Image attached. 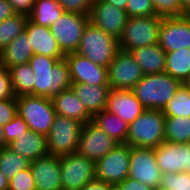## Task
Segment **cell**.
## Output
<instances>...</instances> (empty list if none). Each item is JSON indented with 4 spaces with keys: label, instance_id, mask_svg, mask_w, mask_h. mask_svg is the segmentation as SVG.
<instances>
[{
    "label": "cell",
    "instance_id": "obj_46",
    "mask_svg": "<svg viewBox=\"0 0 190 190\" xmlns=\"http://www.w3.org/2000/svg\"><path fill=\"white\" fill-rule=\"evenodd\" d=\"M102 1H105L107 3H110L112 4L113 6L117 7V8H120L122 10H125L126 8V3H127V0H102Z\"/></svg>",
    "mask_w": 190,
    "mask_h": 190
},
{
    "label": "cell",
    "instance_id": "obj_17",
    "mask_svg": "<svg viewBox=\"0 0 190 190\" xmlns=\"http://www.w3.org/2000/svg\"><path fill=\"white\" fill-rule=\"evenodd\" d=\"M64 59L69 66L71 83L109 85L107 67L95 64L76 52L66 54Z\"/></svg>",
    "mask_w": 190,
    "mask_h": 190
},
{
    "label": "cell",
    "instance_id": "obj_5",
    "mask_svg": "<svg viewBox=\"0 0 190 190\" xmlns=\"http://www.w3.org/2000/svg\"><path fill=\"white\" fill-rule=\"evenodd\" d=\"M17 113L29 130L45 136L49 134L56 115L51 98L32 95L17 97Z\"/></svg>",
    "mask_w": 190,
    "mask_h": 190
},
{
    "label": "cell",
    "instance_id": "obj_1",
    "mask_svg": "<svg viewBox=\"0 0 190 190\" xmlns=\"http://www.w3.org/2000/svg\"><path fill=\"white\" fill-rule=\"evenodd\" d=\"M29 64L34 71V96L52 98L71 87L69 66L64 58L33 54Z\"/></svg>",
    "mask_w": 190,
    "mask_h": 190
},
{
    "label": "cell",
    "instance_id": "obj_32",
    "mask_svg": "<svg viewBox=\"0 0 190 190\" xmlns=\"http://www.w3.org/2000/svg\"><path fill=\"white\" fill-rule=\"evenodd\" d=\"M27 20L28 16L26 15L14 14L0 22V52L25 30Z\"/></svg>",
    "mask_w": 190,
    "mask_h": 190
},
{
    "label": "cell",
    "instance_id": "obj_26",
    "mask_svg": "<svg viewBox=\"0 0 190 190\" xmlns=\"http://www.w3.org/2000/svg\"><path fill=\"white\" fill-rule=\"evenodd\" d=\"M92 122L118 143H126L129 124L106 110L94 115Z\"/></svg>",
    "mask_w": 190,
    "mask_h": 190
},
{
    "label": "cell",
    "instance_id": "obj_21",
    "mask_svg": "<svg viewBox=\"0 0 190 190\" xmlns=\"http://www.w3.org/2000/svg\"><path fill=\"white\" fill-rule=\"evenodd\" d=\"M71 88L92 117L106 109L109 85L71 83Z\"/></svg>",
    "mask_w": 190,
    "mask_h": 190
},
{
    "label": "cell",
    "instance_id": "obj_40",
    "mask_svg": "<svg viewBox=\"0 0 190 190\" xmlns=\"http://www.w3.org/2000/svg\"><path fill=\"white\" fill-rule=\"evenodd\" d=\"M17 114V97L0 100V125L9 123Z\"/></svg>",
    "mask_w": 190,
    "mask_h": 190
},
{
    "label": "cell",
    "instance_id": "obj_34",
    "mask_svg": "<svg viewBox=\"0 0 190 190\" xmlns=\"http://www.w3.org/2000/svg\"><path fill=\"white\" fill-rule=\"evenodd\" d=\"M156 15L161 18L181 17L187 15L182 9L180 0H151Z\"/></svg>",
    "mask_w": 190,
    "mask_h": 190
},
{
    "label": "cell",
    "instance_id": "obj_6",
    "mask_svg": "<svg viewBox=\"0 0 190 190\" xmlns=\"http://www.w3.org/2000/svg\"><path fill=\"white\" fill-rule=\"evenodd\" d=\"M161 21L157 15L128 17L118 40L119 50L130 52L138 47L158 44Z\"/></svg>",
    "mask_w": 190,
    "mask_h": 190
},
{
    "label": "cell",
    "instance_id": "obj_15",
    "mask_svg": "<svg viewBox=\"0 0 190 190\" xmlns=\"http://www.w3.org/2000/svg\"><path fill=\"white\" fill-rule=\"evenodd\" d=\"M154 149L156 164L163 174L190 173V143L177 144L164 141Z\"/></svg>",
    "mask_w": 190,
    "mask_h": 190
},
{
    "label": "cell",
    "instance_id": "obj_3",
    "mask_svg": "<svg viewBox=\"0 0 190 190\" xmlns=\"http://www.w3.org/2000/svg\"><path fill=\"white\" fill-rule=\"evenodd\" d=\"M165 115L162 110L146 109L129 124L126 144L131 147L156 148L165 141Z\"/></svg>",
    "mask_w": 190,
    "mask_h": 190
},
{
    "label": "cell",
    "instance_id": "obj_18",
    "mask_svg": "<svg viewBox=\"0 0 190 190\" xmlns=\"http://www.w3.org/2000/svg\"><path fill=\"white\" fill-rule=\"evenodd\" d=\"M37 190H62L60 157L47 154L30 164Z\"/></svg>",
    "mask_w": 190,
    "mask_h": 190
},
{
    "label": "cell",
    "instance_id": "obj_10",
    "mask_svg": "<svg viewBox=\"0 0 190 190\" xmlns=\"http://www.w3.org/2000/svg\"><path fill=\"white\" fill-rule=\"evenodd\" d=\"M131 146L118 143L116 147L95 163L96 179L116 185L128 177Z\"/></svg>",
    "mask_w": 190,
    "mask_h": 190
},
{
    "label": "cell",
    "instance_id": "obj_20",
    "mask_svg": "<svg viewBox=\"0 0 190 190\" xmlns=\"http://www.w3.org/2000/svg\"><path fill=\"white\" fill-rule=\"evenodd\" d=\"M25 30L28 34L33 54L45 55L52 58L65 57L49 27L35 24L28 19Z\"/></svg>",
    "mask_w": 190,
    "mask_h": 190
},
{
    "label": "cell",
    "instance_id": "obj_35",
    "mask_svg": "<svg viewBox=\"0 0 190 190\" xmlns=\"http://www.w3.org/2000/svg\"><path fill=\"white\" fill-rule=\"evenodd\" d=\"M160 186L166 190H190V173L163 174Z\"/></svg>",
    "mask_w": 190,
    "mask_h": 190
},
{
    "label": "cell",
    "instance_id": "obj_19",
    "mask_svg": "<svg viewBox=\"0 0 190 190\" xmlns=\"http://www.w3.org/2000/svg\"><path fill=\"white\" fill-rule=\"evenodd\" d=\"M105 110L130 124L146 109L135 97L132 90L111 89L108 93Z\"/></svg>",
    "mask_w": 190,
    "mask_h": 190
},
{
    "label": "cell",
    "instance_id": "obj_53",
    "mask_svg": "<svg viewBox=\"0 0 190 190\" xmlns=\"http://www.w3.org/2000/svg\"><path fill=\"white\" fill-rule=\"evenodd\" d=\"M90 1L93 3V2H96V1H101V0H90Z\"/></svg>",
    "mask_w": 190,
    "mask_h": 190
},
{
    "label": "cell",
    "instance_id": "obj_30",
    "mask_svg": "<svg viewBox=\"0 0 190 190\" xmlns=\"http://www.w3.org/2000/svg\"><path fill=\"white\" fill-rule=\"evenodd\" d=\"M165 141L177 144L190 143V117L165 116Z\"/></svg>",
    "mask_w": 190,
    "mask_h": 190
},
{
    "label": "cell",
    "instance_id": "obj_29",
    "mask_svg": "<svg viewBox=\"0 0 190 190\" xmlns=\"http://www.w3.org/2000/svg\"><path fill=\"white\" fill-rule=\"evenodd\" d=\"M64 12L57 0H36L28 19L35 24L50 27Z\"/></svg>",
    "mask_w": 190,
    "mask_h": 190
},
{
    "label": "cell",
    "instance_id": "obj_7",
    "mask_svg": "<svg viewBox=\"0 0 190 190\" xmlns=\"http://www.w3.org/2000/svg\"><path fill=\"white\" fill-rule=\"evenodd\" d=\"M82 126L76 120L56 114L46 136L48 154L62 157L77 152Z\"/></svg>",
    "mask_w": 190,
    "mask_h": 190
},
{
    "label": "cell",
    "instance_id": "obj_23",
    "mask_svg": "<svg viewBox=\"0 0 190 190\" xmlns=\"http://www.w3.org/2000/svg\"><path fill=\"white\" fill-rule=\"evenodd\" d=\"M7 147L31 162L48 154L46 136L29 129Z\"/></svg>",
    "mask_w": 190,
    "mask_h": 190
},
{
    "label": "cell",
    "instance_id": "obj_12",
    "mask_svg": "<svg viewBox=\"0 0 190 190\" xmlns=\"http://www.w3.org/2000/svg\"><path fill=\"white\" fill-rule=\"evenodd\" d=\"M162 176L156 164L154 148L131 147L129 178L156 188L161 185Z\"/></svg>",
    "mask_w": 190,
    "mask_h": 190
},
{
    "label": "cell",
    "instance_id": "obj_31",
    "mask_svg": "<svg viewBox=\"0 0 190 190\" xmlns=\"http://www.w3.org/2000/svg\"><path fill=\"white\" fill-rule=\"evenodd\" d=\"M162 112L170 117H190V86L182 83Z\"/></svg>",
    "mask_w": 190,
    "mask_h": 190
},
{
    "label": "cell",
    "instance_id": "obj_13",
    "mask_svg": "<svg viewBox=\"0 0 190 190\" xmlns=\"http://www.w3.org/2000/svg\"><path fill=\"white\" fill-rule=\"evenodd\" d=\"M116 145L118 142L90 121L82 126L77 152L96 163Z\"/></svg>",
    "mask_w": 190,
    "mask_h": 190
},
{
    "label": "cell",
    "instance_id": "obj_33",
    "mask_svg": "<svg viewBox=\"0 0 190 190\" xmlns=\"http://www.w3.org/2000/svg\"><path fill=\"white\" fill-rule=\"evenodd\" d=\"M31 161L5 147L0 150V171L10 180L17 172L30 168Z\"/></svg>",
    "mask_w": 190,
    "mask_h": 190
},
{
    "label": "cell",
    "instance_id": "obj_51",
    "mask_svg": "<svg viewBox=\"0 0 190 190\" xmlns=\"http://www.w3.org/2000/svg\"><path fill=\"white\" fill-rule=\"evenodd\" d=\"M153 190H166V189L162 188L161 186H158L156 188H153Z\"/></svg>",
    "mask_w": 190,
    "mask_h": 190
},
{
    "label": "cell",
    "instance_id": "obj_2",
    "mask_svg": "<svg viewBox=\"0 0 190 190\" xmlns=\"http://www.w3.org/2000/svg\"><path fill=\"white\" fill-rule=\"evenodd\" d=\"M182 84L166 72L144 75L132 91L145 109L163 110Z\"/></svg>",
    "mask_w": 190,
    "mask_h": 190
},
{
    "label": "cell",
    "instance_id": "obj_45",
    "mask_svg": "<svg viewBox=\"0 0 190 190\" xmlns=\"http://www.w3.org/2000/svg\"><path fill=\"white\" fill-rule=\"evenodd\" d=\"M110 184L98 179L88 182L81 190H109Z\"/></svg>",
    "mask_w": 190,
    "mask_h": 190
},
{
    "label": "cell",
    "instance_id": "obj_41",
    "mask_svg": "<svg viewBox=\"0 0 190 190\" xmlns=\"http://www.w3.org/2000/svg\"><path fill=\"white\" fill-rule=\"evenodd\" d=\"M15 98L9 70L4 66L0 68V100Z\"/></svg>",
    "mask_w": 190,
    "mask_h": 190
},
{
    "label": "cell",
    "instance_id": "obj_49",
    "mask_svg": "<svg viewBox=\"0 0 190 190\" xmlns=\"http://www.w3.org/2000/svg\"><path fill=\"white\" fill-rule=\"evenodd\" d=\"M7 147L5 138H4V131L2 129V126L0 125V150Z\"/></svg>",
    "mask_w": 190,
    "mask_h": 190
},
{
    "label": "cell",
    "instance_id": "obj_14",
    "mask_svg": "<svg viewBox=\"0 0 190 190\" xmlns=\"http://www.w3.org/2000/svg\"><path fill=\"white\" fill-rule=\"evenodd\" d=\"M158 44L165 52L190 48V14L162 18Z\"/></svg>",
    "mask_w": 190,
    "mask_h": 190
},
{
    "label": "cell",
    "instance_id": "obj_37",
    "mask_svg": "<svg viewBox=\"0 0 190 190\" xmlns=\"http://www.w3.org/2000/svg\"><path fill=\"white\" fill-rule=\"evenodd\" d=\"M8 190H37L30 168L17 172L8 181Z\"/></svg>",
    "mask_w": 190,
    "mask_h": 190
},
{
    "label": "cell",
    "instance_id": "obj_48",
    "mask_svg": "<svg viewBox=\"0 0 190 190\" xmlns=\"http://www.w3.org/2000/svg\"><path fill=\"white\" fill-rule=\"evenodd\" d=\"M182 9L187 13L190 14V0H180Z\"/></svg>",
    "mask_w": 190,
    "mask_h": 190
},
{
    "label": "cell",
    "instance_id": "obj_42",
    "mask_svg": "<svg viewBox=\"0 0 190 190\" xmlns=\"http://www.w3.org/2000/svg\"><path fill=\"white\" fill-rule=\"evenodd\" d=\"M8 2L16 14L29 16L36 0H8Z\"/></svg>",
    "mask_w": 190,
    "mask_h": 190
},
{
    "label": "cell",
    "instance_id": "obj_24",
    "mask_svg": "<svg viewBox=\"0 0 190 190\" xmlns=\"http://www.w3.org/2000/svg\"><path fill=\"white\" fill-rule=\"evenodd\" d=\"M144 75L165 72L166 52L159 44L138 47L130 51Z\"/></svg>",
    "mask_w": 190,
    "mask_h": 190
},
{
    "label": "cell",
    "instance_id": "obj_25",
    "mask_svg": "<svg viewBox=\"0 0 190 190\" xmlns=\"http://www.w3.org/2000/svg\"><path fill=\"white\" fill-rule=\"evenodd\" d=\"M33 55L26 30L22 31L7 47L0 52L2 65L12 68L16 65L27 64Z\"/></svg>",
    "mask_w": 190,
    "mask_h": 190
},
{
    "label": "cell",
    "instance_id": "obj_16",
    "mask_svg": "<svg viewBox=\"0 0 190 190\" xmlns=\"http://www.w3.org/2000/svg\"><path fill=\"white\" fill-rule=\"evenodd\" d=\"M127 14L125 10L117 8L105 1L92 3L89 21L102 29L105 33L119 40L126 25Z\"/></svg>",
    "mask_w": 190,
    "mask_h": 190
},
{
    "label": "cell",
    "instance_id": "obj_11",
    "mask_svg": "<svg viewBox=\"0 0 190 190\" xmlns=\"http://www.w3.org/2000/svg\"><path fill=\"white\" fill-rule=\"evenodd\" d=\"M108 84L111 89L132 90L144 76L130 52L119 50L107 67Z\"/></svg>",
    "mask_w": 190,
    "mask_h": 190
},
{
    "label": "cell",
    "instance_id": "obj_36",
    "mask_svg": "<svg viewBox=\"0 0 190 190\" xmlns=\"http://www.w3.org/2000/svg\"><path fill=\"white\" fill-rule=\"evenodd\" d=\"M125 11L128 17L156 15L151 0H127Z\"/></svg>",
    "mask_w": 190,
    "mask_h": 190
},
{
    "label": "cell",
    "instance_id": "obj_28",
    "mask_svg": "<svg viewBox=\"0 0 190 190\" xmlns=\"http://www.w3.org/2000/svg\"><path fill=\"white\" fill-rule=\"evenodd\" d=\"M12 89L15 97L23 95L34 96V71L29 63L9 68Z\"/></svg>",
    "mask_w": 190,
    "mask_h": 190
},
{
    "label": "cell",
    "instance_id": "obj_9",
    "mask_svg": "<svg viewBox=\"0 0 190 190\" xmlns=\"http://www.w3.org/2000/svg\"><path fill=\"white\" fill-rule=\"evenodd\" d=\"M62 190H81L96 179L95 162L78 152L60 157Z\"/></svg>",
    "mask_w": 190,
    "mask_h": 190
},
{
    "label": "cell",
    "instance_id": "obj_27",
    "mask_svg": "<svg viewBox=\"0 0 190 190\" xmlns=\"http://www.w3.org/2000/svg\"><path fill=\"white\" fill-rule=\"evenodd\" d=\"M165 72L182 83L190 78V48L166 52Z\"/></svg>",
    "mask_w": 190,
    "mask_h": 190
},
{
    "label": "cell",
    "instance_id": "obj_50",
    "mask_svg": "<svg viewBox=\"0 0 190 190\" xmlns=\"http://www.w3.org/2000/svg\"><path fill=\"white\" fill-rule=\"evenodd\" d=\"M109 190H122V189L116 184V185H110Z\"/></svg>",
    "mask_w": 190,
    "mask_h": 190
},
{
    "label": "cell",
    "instance_id": "obj_22",
    "mask_svg": "<svg viewBox=\"0 0 190 190\" xmlns=\"http://www.w3.org/2000/svg\"><path fill=\"white\" fill-rule=\"evenodd\" d=\"M51 99L56 114L76 120L83 125L92 121V116L87 112L71 87L54 95Z\"/></svg>",
    "mask_w": 190,
    "mask_h": 190
},
{
    "label": "cell",
    "instance_id": "obj_39",
    "mask_svg": "<svg viewBox=\"0 0 190 190\" xmlns=\"http://www.w3.org/2000/svg\"><path fill=\"white\" fill-rule=\"evenodd\" d=\"M59 6L70 13H77L81 15L90 14L92 2L90 0H57Z\"/></svg>",
    "mask_w": 190,
    "mask_h": 190
},
{
    "label": "cell",
    "instance_id": "obj_38",
    "mask_svg": "<svg viewBox=\"0 0 190 190\" xmlns=\"http://www.w3.org/2000/svg\"><path fill=\"white\" fill-rule=\"evenodd\" d=\"M6 145L14 141L18 136L28 130L27 123L17 113L16 116L6 125L2 126Z\"/></svg>",
    "mask_w": 190,
    "mask_h": 190
},
{
    "label": "cell",
    "instance_id": "obj_4",
    "mask_svg": "<svg viewBox=\"0 0 190 190\" xmlns=\"http://www.w3.org/2000/svg\"><path fill=\"white\" fill-rule=\"evenodd\" d=\"M118 51V40L89 21L76 53L95 64L108 67Z\"/></svg>",
    "mask_w": 190,
    "mask_h": 190
},
{
    "label": "cell",
    "instance_id": "obj_47",
    "mask_svg": "<svg viewBox=\"0 0 190 190\" xmlns=\"http://www.w3.org/2000/svg\"><path fill=\"white\" fill-rule=\"evenodd\" d=\"M8 181L6 176L0 171V190H8Z\"/></svg>",
    "mask_w": 190,
    "mask_h": 190
},
{
    "label": "cell",
    "instance_id": "obj_8",
    "mask_svg": "<svg viewBox=\"0 0 190 190\" xmlns=\"http://www.w3.org/2000/svg\"><path fill=\"white\" fill-rule=\"evenodd\" d=\"M88 22V15L64 12L49 27L64 55L77 51Z\"/></svg>",
    "mask_w": 190,
    "mask_h": 190
},
{
    "label": "cell",
    "instance_id": "obj_44",
    "mask_svg": "<svg viewBox=\"0 0 190 190\" xmlns=\"http://www.w3.org/2000/svg\"><path fill=\"white\" fill-rule=\"evenodd\" d=\"M14 14L16 13L13 11L8 0H0V22L12 17Z\"/></svg>",
    "mask_w": 190,
    "mask_h": 190
},
{
    "label": "cell",
    "instance_id": "obj_52",
    "mask_svg": "<svg viewBox=\"0 0 190 190\" xmlns=\"http://www.w3.org/2000/svg\"><path fill=\"white\" fill-rule=\"evenodd\" d=\"M186 84L190 86V78L187 80Z\"/></svg>",
    "mask_w": 190,
    "mask_h": 190
},
{
    "label": "cell",
    "instance_id": "obj_43",
    "mask_svg": "<svg viewBox=\"0 0 190 190\" xmlns=\"http://www.w3.org/2000/svg\"><path fill=\"white\" fill-rule=\"evenodd\" d=\"M122 190H153L150 186L129 177L117 184Z\"/></svg>",
    "mask_w": 190,
    "mask_h": 190
}]
</instances>
